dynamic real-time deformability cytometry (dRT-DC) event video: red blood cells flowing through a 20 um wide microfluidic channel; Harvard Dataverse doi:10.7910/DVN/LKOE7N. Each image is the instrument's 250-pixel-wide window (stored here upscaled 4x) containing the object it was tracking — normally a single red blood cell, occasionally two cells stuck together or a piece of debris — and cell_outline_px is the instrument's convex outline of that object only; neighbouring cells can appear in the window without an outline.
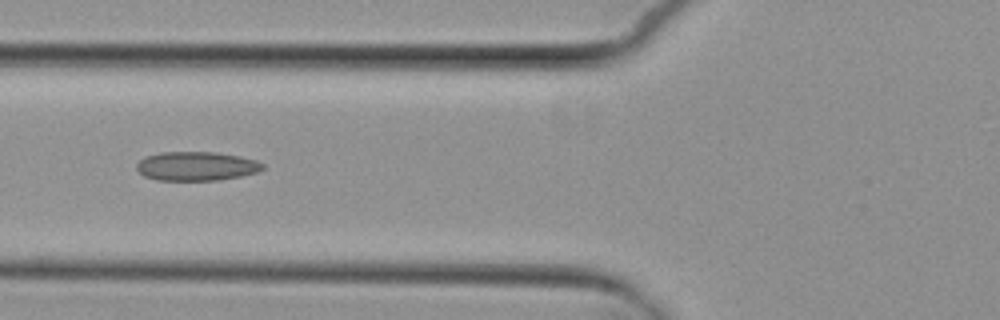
{"species": "common noctule bat (a hibernating species)", "species_latin": "Nyctalus noctula", "temperature_condition": "cold", "stored_images_in_passage": 9, "camera_frame_rate_fps": 3000, "um_per_image_px": 0.085, "animal": {"sex": "female", "body_mass_g": 29.2, "forearm_length_mm": 56.3}, "frame": {"image": 1, "passage_image": 7, "time_ms": 7.0, "image_size_px": [1000, 320], "cell_outline_px": [[264, 168], [256, 172], [240, 176], [220, 180], [156, 180], [144, 176], [136, 168], [136, 164], [140, 160], [148, 156], [160, 152], [216, 152], [240, 156], [256, 160], [264, 164]], "centroid_in_image_um": [16.7, 14.12], "position_along_channel_um": 109.1, "area_um2": 21.27}}
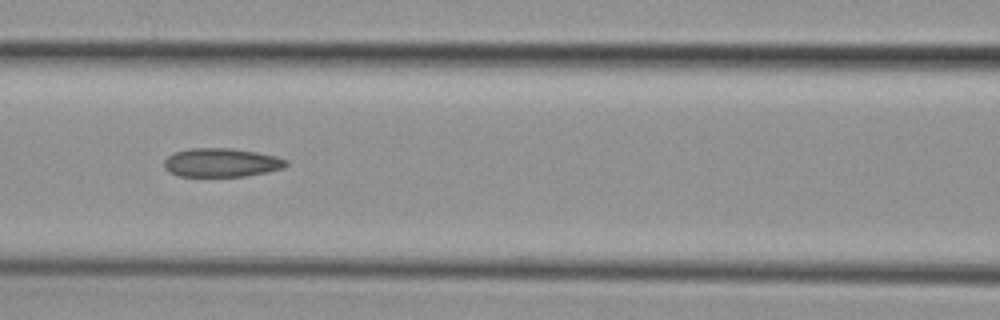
{"frame": {"image": 2, "passage_image": 8, "time_ms": 8.0, "image_size_px": [1000, 320], "cell_outline_px": [[288, 164], [284, 168], [268, 172], [244, 176], [176, 176], [168, 172], [164, 168], [164, 160], [172, 152], [188, 148], [232, 148], [256, 152], [276, 156], [288, 160]], "centroid_in_image_um": [18.79, 13.82], "position_along_channel_um": 147.8, "area_um2": 20.69}}
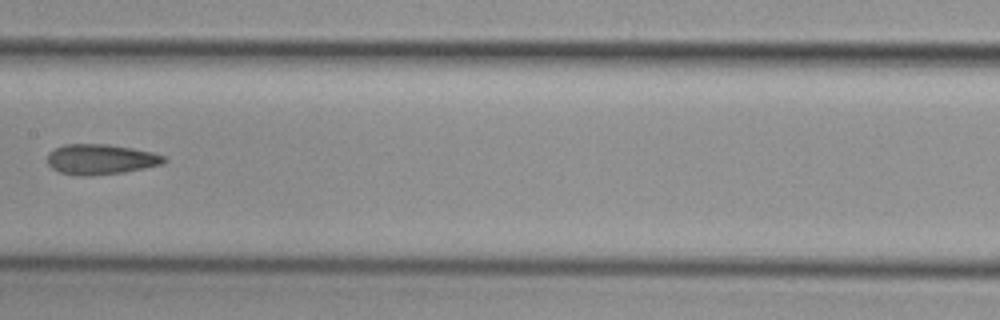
{"frame": {"image": 3, "passage_image": 9, "time_ms": 9.333, "image_size_px": [1000, 320], "cell_outline_px": [[168, 160], [164, 164], [124, 172], [92, 176], [76, 176], [60, 172], [52, 168], [48, 164], [48, 152], [64, 144], [108, 144], [132, 148], [152, 152], [164, 156]], "centroid_in_image_um": [8.57, 13.55], "position_along_channel_um": 198.8, "area_um2": 20.75}}